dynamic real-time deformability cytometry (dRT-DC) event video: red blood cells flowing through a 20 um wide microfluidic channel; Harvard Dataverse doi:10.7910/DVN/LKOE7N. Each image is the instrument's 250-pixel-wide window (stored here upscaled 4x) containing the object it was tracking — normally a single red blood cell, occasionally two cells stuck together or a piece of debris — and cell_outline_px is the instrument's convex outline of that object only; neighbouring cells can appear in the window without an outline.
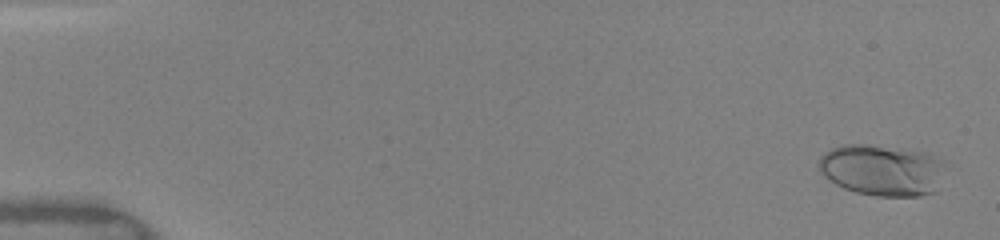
{"species": "human", "species_latin": "Homo sapiens", "temperature_condition": "warm", "stored_images_in_passage": 50, "camera_frame_rate_fps": 3000, "um_per_image_px": 0.085, "donor": {"sex": "female"}, "frame": {"image": 1, "passage_image": 2, "time_ms": 0.333, "image_size_px": [1000, 240], "cell_outline_px": [[940, 164], [936, 192], [920, 196], [876, 196], [856, 192], [844, 188], [836, 184], [824, 176], [820, 172], [820, 156], [824, 152], [832, 148], [844, 144], [868, 144], [924, 152], [940, 160]], "centroid_in_image_um": [74.89, 14.46], "position_along_channel_um": 10.1, "area_um2": 37.11}}
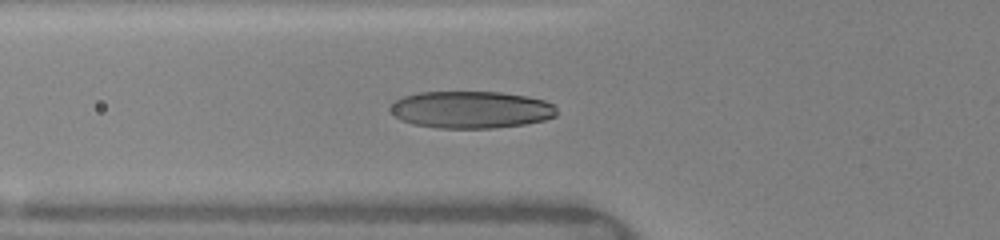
{"frame": {"image": 2, "passage_image": 19, "time_ms": 6.0, "image_size_px": [1000, 240], "cell_outline_px": [[556, 116], [544, 120], [524, 124], [496, 128], [440, 128], [412, 124], [400, 120], [388, 112], [388, 108], [396, 100], [404, 96], [420, 92], [500, 92], [528, 96], [544, 100], [552, 104], [556, 108]], "centroid_in_image_um": [40.01, 9.32], "position_along_channel_um": 85.8, "area_um2": 36.24}}
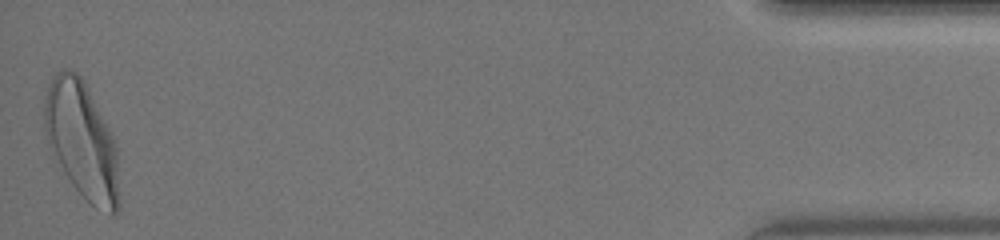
{"frame": {"image": 3, "passage_image": 50, "time_ms": 16.333, "image_size_px": [1000, 240], "cell_outline_px": [[120, 208], [112, 216], [96, 208], [72, 184], [52, 160], [44, 128], [44, 100], [52, 76], [56, 72], [64, 68], [68, 68], [76, 72], [84, 80], [112, 136], [116, 148], [120, 200]], "centroid_in_image_um": [6.93, 11.96], "position_along_channel_um": 428.3, "area_um2": 51.27}, "authors_computed_cell_mechanics": {"area_um2": 35.6915, "velocity_mm_per_s": 4.0806, "shape_relaxation_time_tau1_ms": 2.6654, "shape_relaxation_time_tau2_ms": null, "deformation_change_tau1": 0.1695, "deformation_change_tau2": null}}